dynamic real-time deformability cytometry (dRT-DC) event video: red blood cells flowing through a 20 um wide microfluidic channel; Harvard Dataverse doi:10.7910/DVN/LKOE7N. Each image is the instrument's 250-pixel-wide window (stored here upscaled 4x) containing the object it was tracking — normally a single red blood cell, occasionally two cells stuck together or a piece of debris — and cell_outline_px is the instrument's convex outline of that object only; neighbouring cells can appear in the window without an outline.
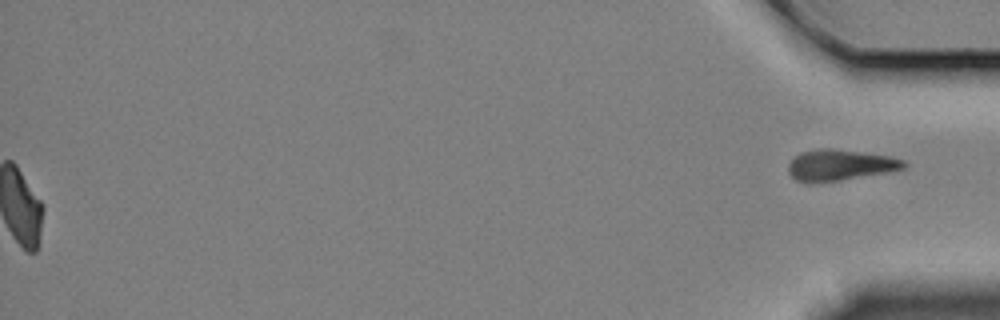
{"species": "Egyptian fruit bat (a non-hibernating species)", "species_latin": "Rousettus aegyptiacus", "temperature_condition": "cold", "stored_images_in_passage": 52, "segment_of_instrument_passage": [2, 2], "camera_frame_rate_fps": 3000, "um_per_image_px": 0.085, "animal": {"sex": "female"}, "frame": {"image": 1, "passage_image": 52, "time_ms": 17.0, "image_size_px": [1000, 320], "cell_outline_px": [[908, 164], [904, 168], [888, 172], [840, 180], [812, 184], [804, 184], [796, 180], [788, 172], [788, 164], [800, 152], [820, 148], [828, 148], [888, 156], [904, 160]], "centroid_in_image_um": [71.35, 14.05], "position_along_channel_um": 363.9, "area_um2": 20.87}}